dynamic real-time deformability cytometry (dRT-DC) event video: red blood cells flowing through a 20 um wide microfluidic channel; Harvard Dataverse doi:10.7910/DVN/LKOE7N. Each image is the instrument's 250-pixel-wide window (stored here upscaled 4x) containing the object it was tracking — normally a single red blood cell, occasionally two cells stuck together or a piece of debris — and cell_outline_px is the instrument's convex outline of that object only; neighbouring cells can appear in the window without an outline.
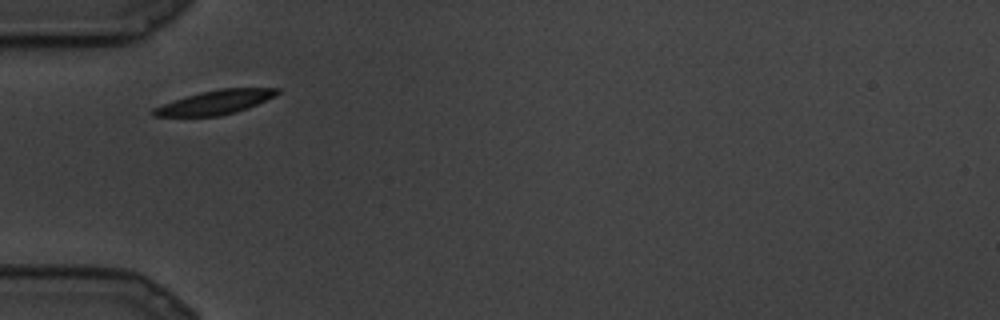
{"species": "common noctule bat (a hibernating species)", "species_latin": "Nyctalus noctula", "temperature_condition": "cold", "stored_images_in_passage": 9, "camera_frame_rate_fps": 3000, "um_per_image_px": 0.085, "animal": {"sex": "male", "body_mass_g": 19.5, "forearm_length_mm": 54.6}, "frame": {"image": 1, "passage_image": 1, "time_ms": 0.0, "image_size_px": [1000, 320], "cell_outline_px": [[280, 92], [276, 96], [248, 108], [236, 112], [220, 116], [152, 116], [152, 108], [200, 92], [220, 88], [280, 88]], "centroid_in_image_um": [18.35, 8.69], "position_along_channel_um": 66.6, "area_um2": 17.22}}
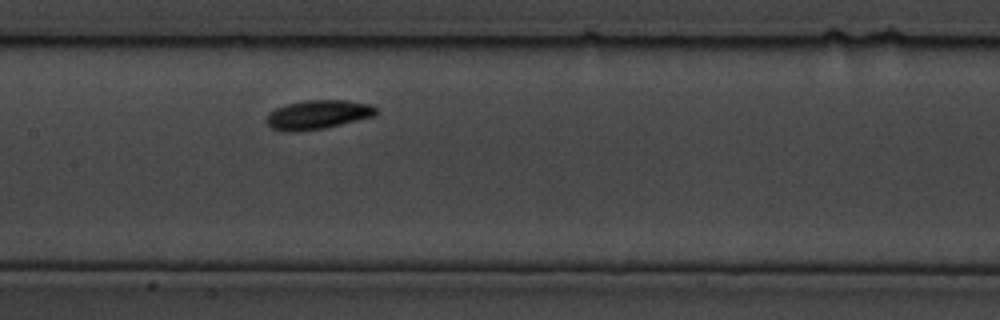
{"frame": {"image": 2, "passage_image": 6, "time_ms": 1.667, "image_size_px": [1000, 320], "cell_outline_px": [[376, 116], [324, 128], [300, 132], [280, 132], [272, 128], [268, 124], [268, 116], [276, 108], [288, 104], [308, 100], [348, 100], [372, 104], [376, 108]], "centroid_in_image_um": [27.06, 9.75], "position_along_channel_um": 180.3, "area_um2": 18.55}}
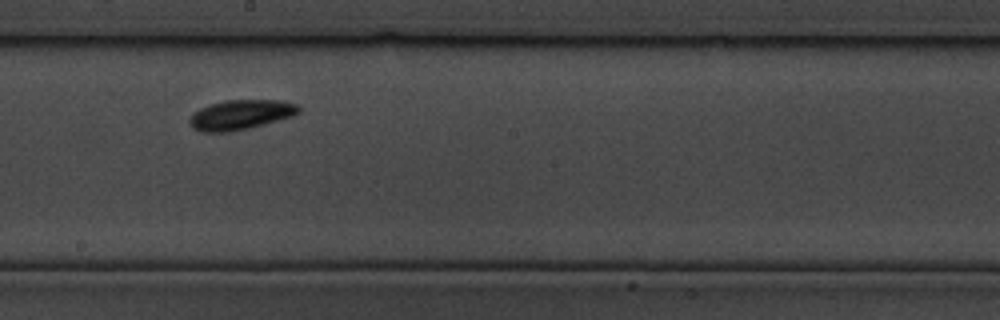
{"frame": {"image": 3, "passage_image": 8, "time_ms": 2.333, "image_size_px": [1000, 320], "cell_outline_px": [[300, 112], [296, 116], [248, 128], [228, 132], [200, 132], [192, 128], [188, 120], [200, 108], [212, 104], [228, 100], [280, 100], [296, 104], [300, 108]], "centroid_in_image_um": [20.49, 9.76], "position_along_channel_um": 227.7, "area_um2": 18.9}}